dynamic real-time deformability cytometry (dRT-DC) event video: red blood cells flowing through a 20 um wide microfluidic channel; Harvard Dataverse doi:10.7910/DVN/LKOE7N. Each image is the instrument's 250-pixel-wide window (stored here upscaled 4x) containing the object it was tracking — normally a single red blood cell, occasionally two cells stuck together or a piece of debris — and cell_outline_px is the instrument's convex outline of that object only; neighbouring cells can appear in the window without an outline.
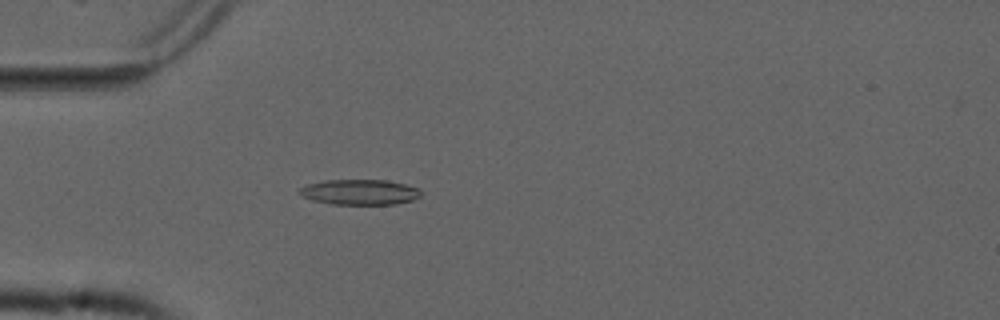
{"species": "common noctule bat (a hibernating species)", "species_latin": "Nyctalus noctula", "temperature_condition": "cold", "stored_images_in_passage": 54, "camera_frame_rate_fps": 3000, "um_per_image_px": 0.085, "animal": {"sex": "male", "forearm_length_mm": 52.5}, "frame": {"image": 1, "passage_image": 16, "time_ms": 5.0, "image_size_px": [1000, 320], "cell_outline_px": [[420, 196], [412, 200], [396, 204], [332, 204], [312, 200], [304, 196], [300, 192], [300, 188], [308, 184], [328, 180], [388, 180], [404, 184], [416, 188], [420, 192]], "centroid_in_image_um": [30.59, 16.33], "position_along_channel_um": 54.4, "area_um2": 17.63}}
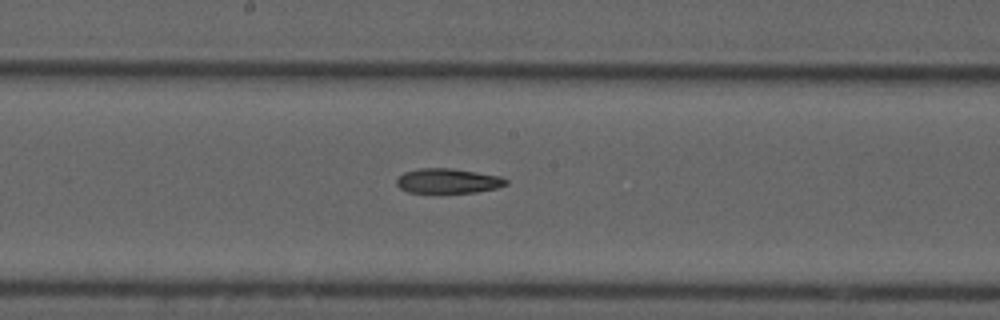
{"frame": {"image": 2, "passage_image": 29, "time_ms": 9.333, "image_size_px": [1000, 320], "cell_outline_px": [[508, 184], [496, 188], [476, 192], [408, 192], [400, 188], [396, 184], [396, 180], [404, 172], [420, 168], [452, 168], [500, 176], [508, 180]], "centroid_in_image_um": [38.08, 15.37], "position_along_channel_um": 210.1, "area_um2": 15.66}}
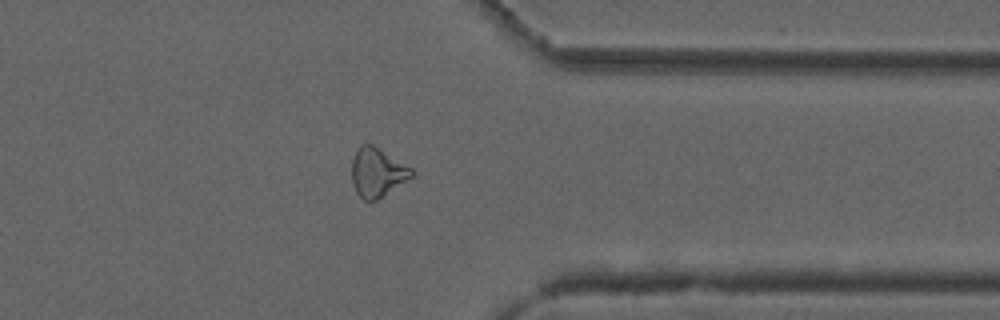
{"frame": {"image": 3, "passage_image": 43, "time_ms": 14.0, "image_size_px": [1000, 320], "cell_outline_px": [[412, 176], [376, 200], [364, 200], [356, 192], [352, 184], [352, 160], [360, 144], [372, 144], [412, 168]], "centroid_in_image_um": [32.03, 14.64], "position_along_channel_um": 379.4, "area_um2": 16.65}, "authors_computed_cell_mechanics": {"area_um2": 17.1955, "velocity_mm_per_s": 3.7777, "shape_relaxation_time_tau1_ms": null, "shape_relaxation_time_tau2_ms": 10.7938, "deformation_change_tau1": null, "deformation_change_tau2": 0.2356}}